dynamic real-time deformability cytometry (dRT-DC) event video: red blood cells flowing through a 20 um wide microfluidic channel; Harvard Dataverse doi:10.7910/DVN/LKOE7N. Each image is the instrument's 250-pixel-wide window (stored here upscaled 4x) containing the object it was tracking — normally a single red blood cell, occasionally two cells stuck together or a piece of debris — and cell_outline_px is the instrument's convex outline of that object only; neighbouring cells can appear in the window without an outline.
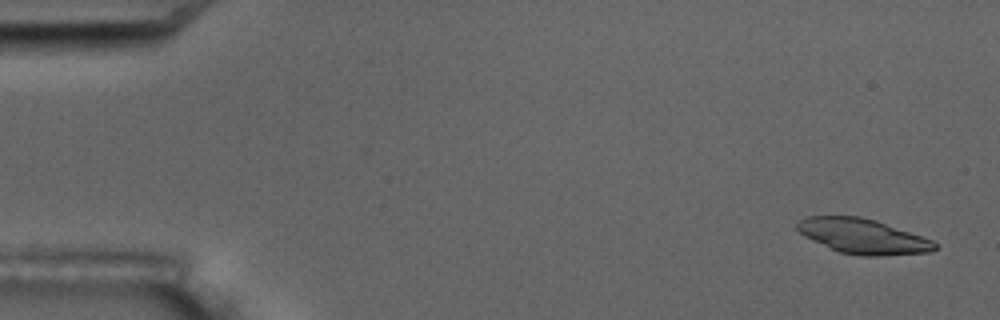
{"species": "common noctule bat (a hibernating species)", "species_latin": "Nyctalus noctula", "temperature_condition": "room temperature", "stored_images_in_passage": 5, "camera_frame_rate_fps": 3000, "um_per_image_px": 0.085, "animal": {"sex": "male", "body_mass_g": 17.5, "forearm_length_mm": 52.3}, "frame": {"image": 1, "passage_image": 1, "time_ms": 0.0, "image_size_px": [1000, 320], "cell_outline_px": [[936, 248], [932, 252], [876, 256], [860, 256], [840, 252], [812, 240], [804, 236], [796, 228], [796, 224], [800, 220], [808, 216], [860, 216], [876, 220], [932, 240], [936, 244]], "centroid_in_image_um": [73.33, 20.08], "position_along_channel_um": 11.7, "area_um2": 27.8}}
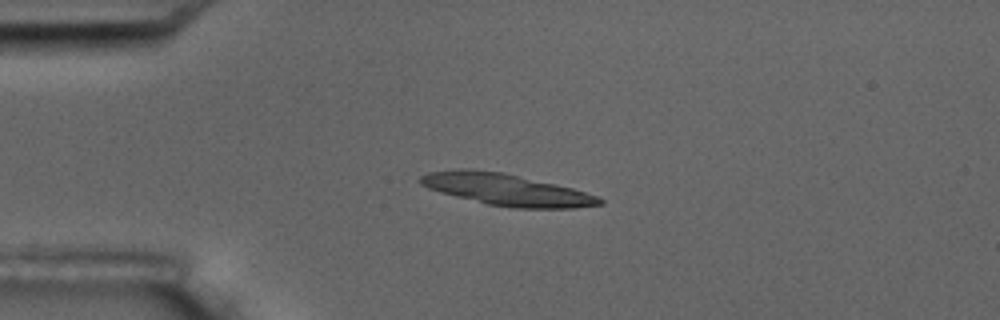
{"frame": {"image": 2, "passage_image": 4, "time_ms": 3.667, "image_size_px": [1000, 320], "cell_outline_px": [[604, 204], [572, 208], [516, 208], [488, 204], [440, 192], [428, 188], [420, 184], [420, 176], [428, 172], [460, 168], [468, 168], [504, 172], [556, 184], [572, 188], [596, 196], [604, 200]], "centroid_in_image_um": [43.03, 16.1], "position_along_channel_um": 42.0, "area_um2": 32.95}}